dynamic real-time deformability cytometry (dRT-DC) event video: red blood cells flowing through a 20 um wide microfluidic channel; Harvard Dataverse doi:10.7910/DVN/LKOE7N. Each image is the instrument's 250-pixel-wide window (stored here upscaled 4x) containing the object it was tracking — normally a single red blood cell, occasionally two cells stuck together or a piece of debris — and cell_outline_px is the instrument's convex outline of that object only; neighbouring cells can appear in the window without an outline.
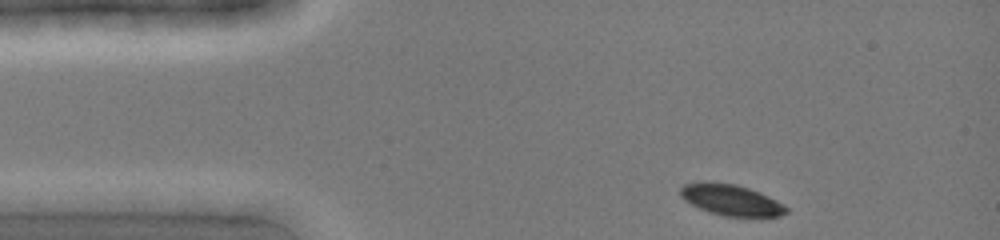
{"species": "common noctule bat (a hibernating species)", "species_latin": "Nyctalus noctula", "temperature_condition": "cold", "stored_images_in_passage": 6, "camera_frame_rate_fps": 3000, "um_per_image_px": 0.085, "animal": {"sex": "female", "body_mass_g": 19.0, "forearm_length_mm": 51.5}, "frame": {"image": 1, "passage_image": 2, "time_ms": 0.333, "image_size_px": [1000, 240], "cell_outline_px": [[788, 212], [780, 216], [724, 216], [708, 212], [684, 200], [680, 196], [680, 188], [684, 184], [704, 180], [736, 184], [760, 192], [784, 204], [788, 208]], "centroid_in_image_um": [62.11, 16.97], "position_along_channel_um": 22.9, "area_um2": 19.31}}